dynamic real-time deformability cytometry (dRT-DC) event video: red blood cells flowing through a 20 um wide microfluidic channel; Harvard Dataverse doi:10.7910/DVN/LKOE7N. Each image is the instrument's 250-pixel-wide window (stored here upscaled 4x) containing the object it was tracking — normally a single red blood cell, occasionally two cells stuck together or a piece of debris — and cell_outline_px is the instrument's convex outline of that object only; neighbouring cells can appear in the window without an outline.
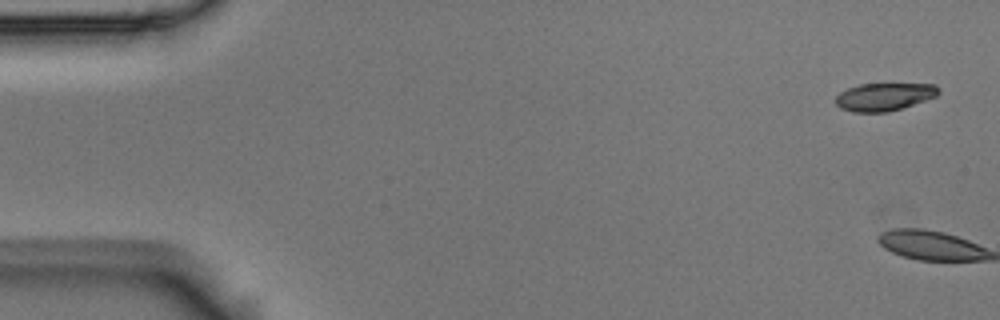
{"species": "Egyptian fruit bat (a non-hibernating species)", "species_latin": "Rousettus aegyptiacus", "temperature_condition": "room temperature", "stored_images_in_passage": 9, "camera_frame_rate_fps": 3000, "um_per_image_px": 0.085, "animal": {"sex": "male"}, "frame": {"image": 1, "passage_image": 1, "time_ms": 0.0, "image_size_px": [1000, 320], "cell_outline_px": [[940, 92], [936, 96], [888, 112], [852, 112], [840, 108], [836, 104], [836, 96], [840, 92], [848, 88], [860, 84], [936, 84], [940, 88]], "centroid_in_image_um": [75.14, 8.22], "position_along_channel_um": 9.9, "area_um2": 16.53}}
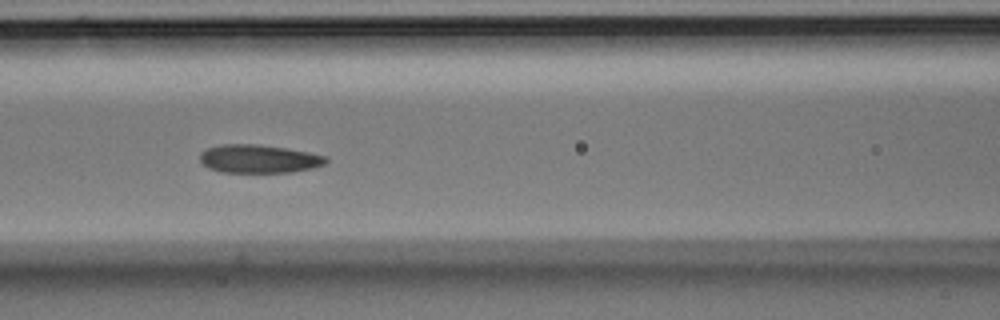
{"frame": {"image": 2, "passage_image": 8, "time_ms": 2.333, "image_size_px": [1000, 320], "cell_outline_px": [[328, 160], [324, 164], [312, 168], [292, 172], [220, 172], [208, 168], [200, 160], [200, 152], [208, 148], [220, 144], [260, 144], [308, 152], [328, 156]], "centroid_in_image_um": [21.99, 13.5], "position_along_channel_um": 144.6, "area_um2": 20.81}}
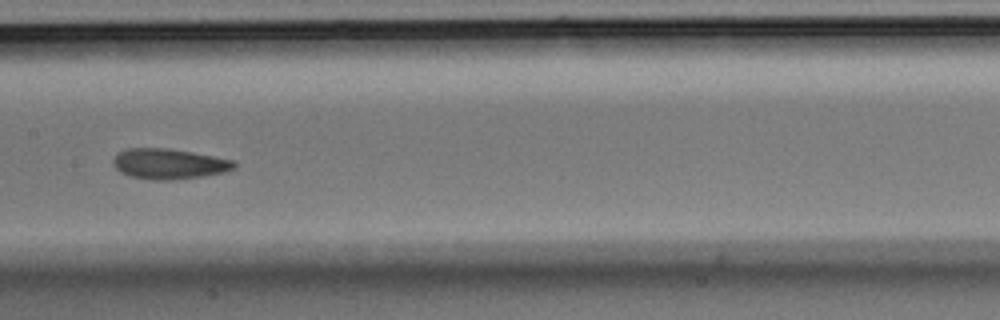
{"frame": {"image": 3, "passage_image": 9, "time_ms": 2.667, "image_size_px": [1000, 320], "cell_outline_px": [[236, 168], [224, 172], [200, 176], [172, 180], [152, 180], [128, 176], [120, 172], [116, 168], [112, 160], [120, 152], [128, 148], [168, 148], [236, 160]], "centroid_in_image_um": [14.37, 13.93], "position_along_channel_um": 193.0, "area_um2": 21.39}}